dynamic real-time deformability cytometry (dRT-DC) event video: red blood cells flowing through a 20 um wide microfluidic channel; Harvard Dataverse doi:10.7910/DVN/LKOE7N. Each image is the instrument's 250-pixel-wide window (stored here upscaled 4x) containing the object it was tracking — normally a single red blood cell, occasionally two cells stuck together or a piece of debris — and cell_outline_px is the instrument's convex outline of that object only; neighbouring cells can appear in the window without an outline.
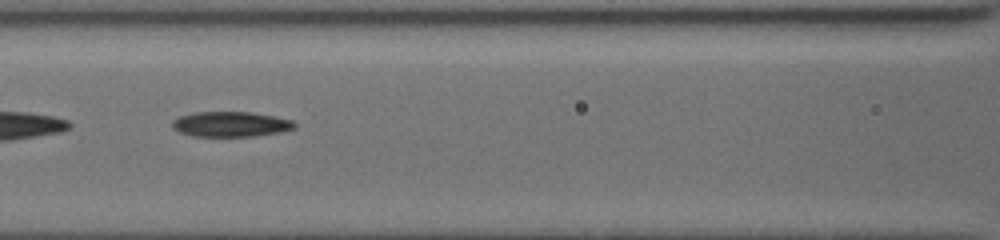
{"species": "common noctule bat (a hibernating species)", "species_latin": "Nyctalus noctula", "temperature_condition": "cold", "stored_images_in_passage": 11, "segment_of_instrument_passage": [2, 2], "camera_frame_rate_fps": 3000, "um_per_image_px": 0.085, "animal": {"sex": "female", "body_mass_g": 19.5, "forearm_length_mm": 54.1}, "frame": {"image": 1, "passage_image": 10, "time_ms": 8.0, "image_size_px": [1000, 240], "cell_outline_px": [[296, 128], [280, 132], [252, 136], [192, 136], [180, 132], [172, 128], [172, 120], [180, 116], [192, 112], [252, 112], [292, 120], [296, 124]], "centroid_in_image_um": [19.59, 10.55], "position_along_channel_um": 147.0, "area_um2": 17.92}}